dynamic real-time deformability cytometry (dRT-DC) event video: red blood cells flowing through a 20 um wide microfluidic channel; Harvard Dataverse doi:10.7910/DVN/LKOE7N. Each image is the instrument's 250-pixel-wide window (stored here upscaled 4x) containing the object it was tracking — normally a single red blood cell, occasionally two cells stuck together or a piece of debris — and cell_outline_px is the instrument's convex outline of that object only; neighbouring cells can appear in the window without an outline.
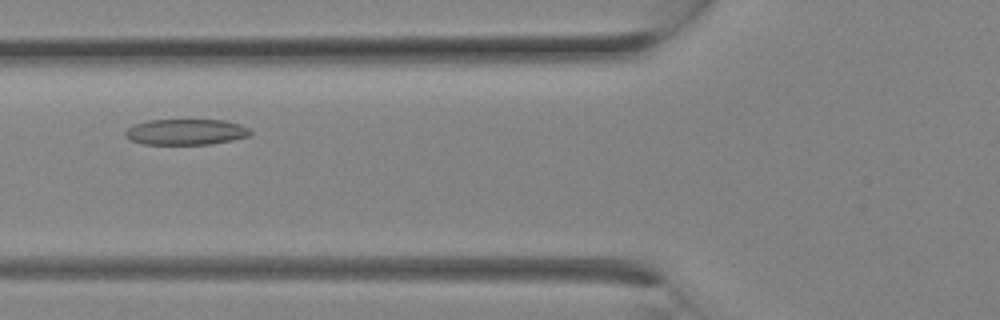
{"species": "Egyptian fruit bat (a non-hibernating species)", "species_latin": "Rousettus aegyptiacus", "temperature_condition": "room temperature", "stored_images_in_passage": 12, "camera_frame_rate_fps": 3000, "um_per_image_px": 0.085, "animal": {"sex": "female"}, "frame": {"image": 1, "passage_image": 4, "time_ms": 1.0, "image_size_px": [1000, 320], "cell_outline_px": [[252, 132], [248, 136], [232, 140], [208, 144], [144, 144], [132, 140], [124, 136], [124, 132], [132, 124], [148, 120], [224, 120], [240, 124], [248, 128]], "centroid_in_image_um": [15.77, 11.21], "position_along_channel_um": 110.0, "area_um2": 18.79}}
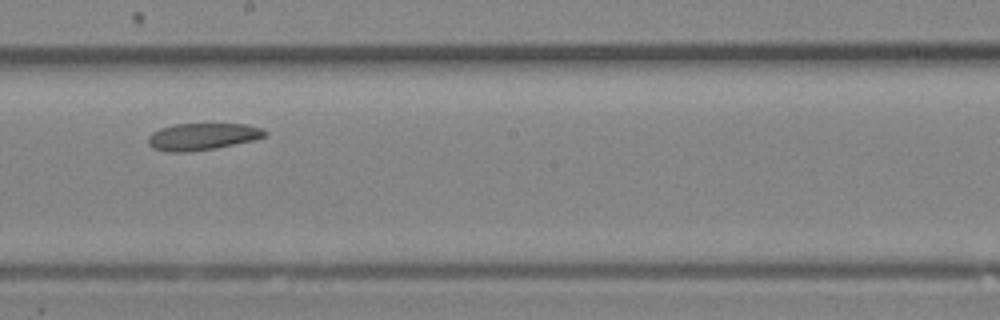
{"frame": {"image": 2, "passage_image": 9, "time_ms": 2.667, "image_size_px": [1000, 320], "cell_outline_px": [[268, 132], [264, 136], [252, 140], [216, 148], [188, 152], [168, 152], [152, 148], [148, 144], [148, 136], [152, 132], [160, 128], [172, 124], [244, 124], [264, 128]], "centroid_in_image_um": [17.17, 11.61], "position_along_channel_um": 231.0, "area_um2": 18.38}}
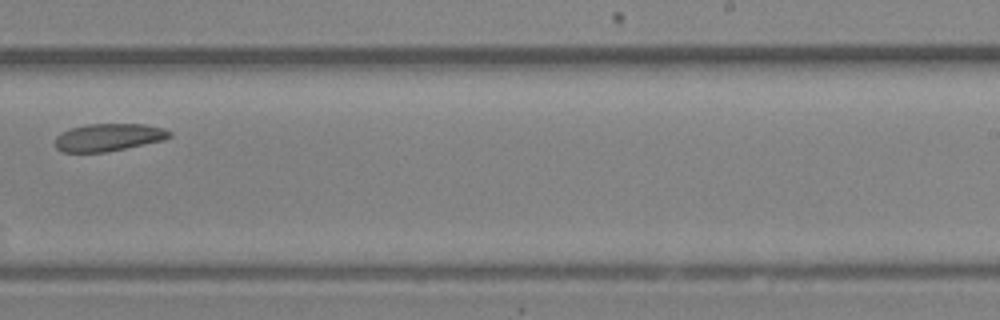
{"frame": {"image": 3, "passage_image": 11, "time_ms": 3.333, "image_size_px": [1000, 320], "cell_outline_px": [[172, 136], [164, 140], [108, 152], [60, 152], [56, 148], [56, 136], [60, 132], [72, 128], [88, 124], [144, 124], [164, 128], [172, 132]], "centroid_in_image_um": [9.24, 11.67], "position_along_channel_um": 279.8, "area_um2": 18.5}}